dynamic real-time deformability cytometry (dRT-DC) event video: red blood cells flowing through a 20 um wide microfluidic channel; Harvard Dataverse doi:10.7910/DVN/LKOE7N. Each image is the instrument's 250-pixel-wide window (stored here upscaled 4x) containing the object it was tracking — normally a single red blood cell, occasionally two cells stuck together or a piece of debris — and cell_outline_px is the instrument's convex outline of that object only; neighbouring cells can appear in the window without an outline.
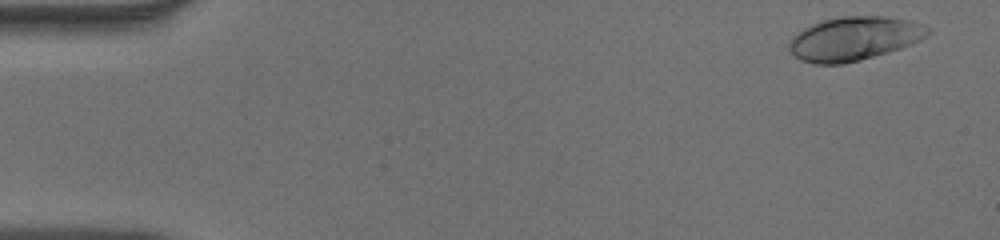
{"species": "human", "species_latin": "Homo sapiens", "temperature_condition": "warm", "stored_images_in_passage": 51, "camera_frame_rate_fps": 3000, "um_per_image_px": 0.085, "donor": {"sex": "male"}, "frame": {"image": 1, "passage_image": 2, "time_ms": 0.333, "image_size_px": [1000, 240], "cell_outline_px": [[932, 32], [928, 36], [912, 44], [888, 52], [860, 60], [844, 64], [812, 64], [800, 60], [792, 56], [788, 52], [788, 44], [792, 36], [804, 28], [812, 24], [824, 20], [844, 16], [888, 16], [912, 20], [924, 24], [932, 28]], "centroid_in_image_um": [72.62, 3.28], "position_along_channel_um": 12.4, "area_um2": 35.95}}
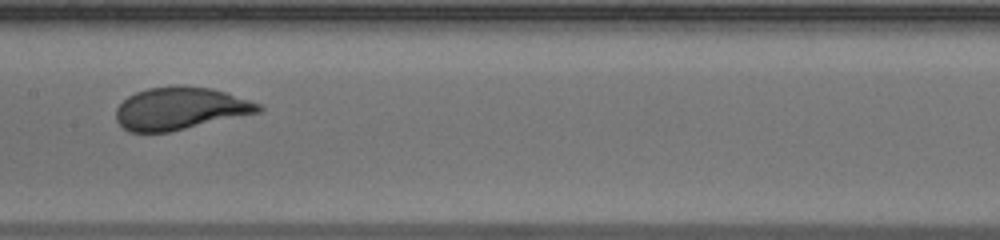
{"frame": {"image": 2, "passage_image": 26, "time_ms": 8.333, "image_size_px": [1000, 240], "cell_outline_px": [[264, 108], [260, 112], [168, 132], [128, 132], [116, 120], [116, 108], [128, 96], [136, 92], [148, 88], [212, 88], [260, 104]], "centroid_in_image_um": [15.29, 9.26], "position_along_channel_um": 192.1, "area_um2": 34.22}}
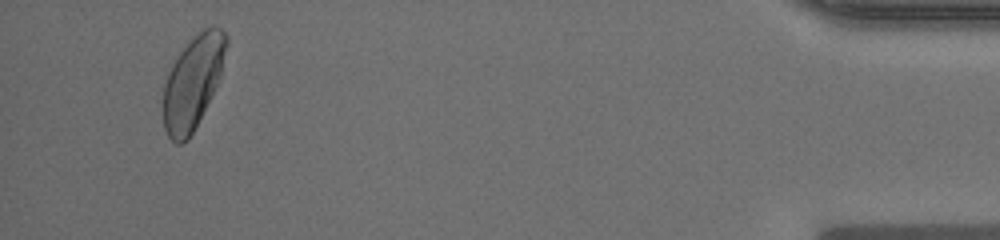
{"frame": {"image": 3, "passage_image": 49, "time_ms": 16.0, "image_size_px": [1000, 240], "cell_outline_px": [[228, 44], [220, 76], [188, 140], [180, 144], [176, 144], [168, 136], [164, 128], [160, 108], [164, 84], [168, 72], [172, 64], [180, 52], [204, 28], [212, 24], [216, 24], [228, 36]], "centroid_in_image_um": [16.35, 6.99], "position_along_channel_um": 418.8, "area_um2": 34.04}, "authors_computed_cell_mechanics": {"area_um2": 35.1424, "velocity_mm_per_s": 3.9107, "shape_relaxation_time_tau1_ms": 4.4582, "shape_relaxation_time_tau2_ms": null, "deformation_change_tau1": 0.1726, "deformation_change_tau2": null}}